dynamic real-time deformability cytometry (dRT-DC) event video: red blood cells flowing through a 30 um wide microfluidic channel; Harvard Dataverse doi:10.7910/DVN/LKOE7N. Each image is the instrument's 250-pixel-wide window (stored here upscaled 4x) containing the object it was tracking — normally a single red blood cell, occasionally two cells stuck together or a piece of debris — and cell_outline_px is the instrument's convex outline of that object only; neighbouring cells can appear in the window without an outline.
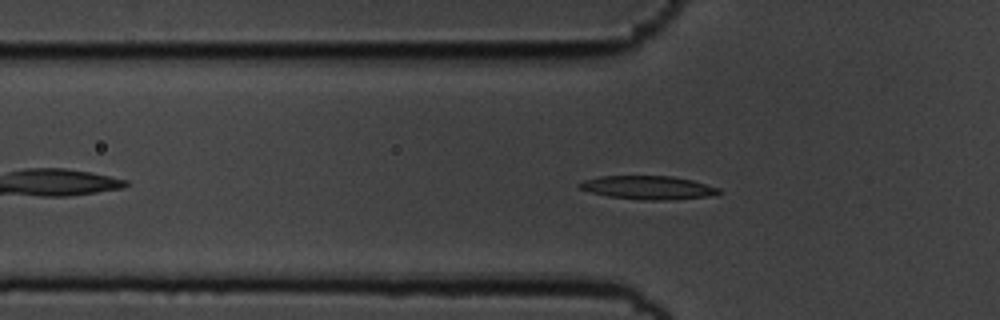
{"species": "common noctule bat (a hibernating species)", "species_latin": "Nyctalus noctula", "temperature_condition": "cold", "stored_images_in_passage": 47, "camera_frame_rate_fps": 3000, "um_per_image_px": 0.085, "animal": {"sex": "male", "body_mass_g": 19.5, "forearm_length_mm": 54.6}, "frame": {"image": 1, "passage_image": 9, "time_ms": 2.667, "image_size_px": [1000, 320], "cell_outline_px": [[724, 192], [712, 196], [668, 200], [640, 200], [608, 196], [592, 192], [580, 188], [576, 184], [584, 180], [600, 176], [672, 176], [692, 180], [720, 188]], "centroid_in_image_um": [55.13, 15.95], "position_along_channel_um": 70.7, "area_um2": 19.19}}
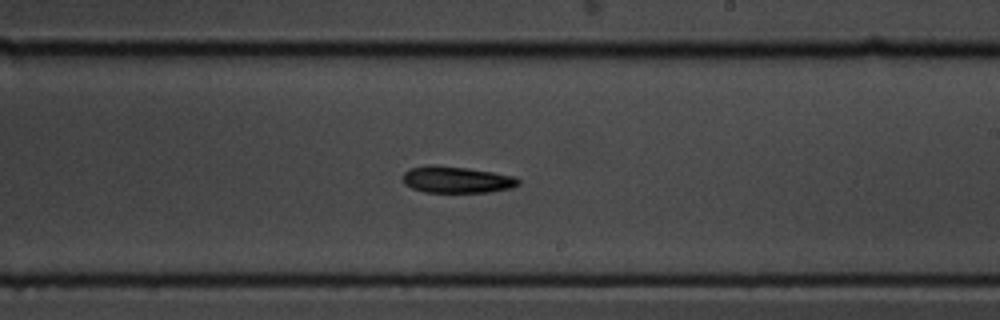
{"frame": {"image": 2, "passage_image": 24, "time_ms": 7.667, "image_size_px": [1000, 320], "cell_outline_px": [[520, 184], [512, 188], [488, 192], [424, 192], [412, 188], [404, 184], [400, 176], [408, 168], [432, 164], [468, 168], [516, 176], [520, 180]], "centroid_in_image_um": [38.78, 15.26], "position_along_channel_um": 250.2, "area_um2": 18.21}}
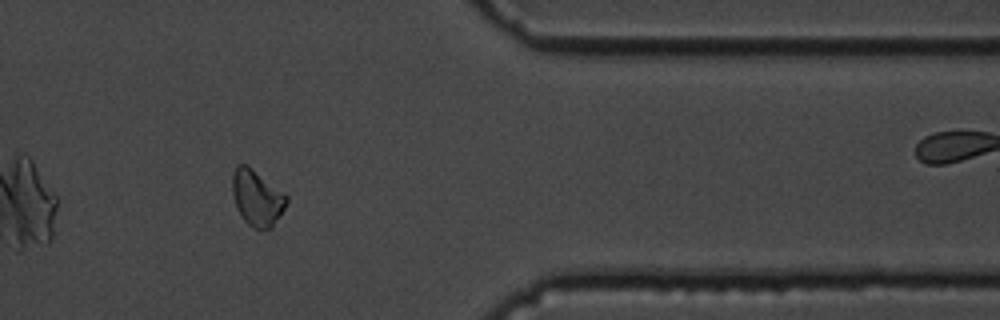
{"frame": {"image": 3, "passage_image": 37, "time_ms": 12.0, "image_size_px": [1000, 320], "cell_outline_px": [[288, 200], [280, 216], [268, 228], [256, 228], [248, 224], [240, 216], [236, 208], [232, 192], [232, 172], [236, 164], [248, 164], [284, 192], [288, 196]], "centroid_in_image_um": [21.81, 16.75], "position_along_channel_um": 389.6, "area_um2": 17.74}, "authors_computed_cell_mechanics": {"area_um2": 18.207, "velocity_mm_per_s": 3.6022, "shape_relaxation_time_tau1_ms": 3.3478, "shape_relaxation_time_tau2_ms": null, "deformation_change_tau1": 0.0949, "deformation_change_tau2": null}}